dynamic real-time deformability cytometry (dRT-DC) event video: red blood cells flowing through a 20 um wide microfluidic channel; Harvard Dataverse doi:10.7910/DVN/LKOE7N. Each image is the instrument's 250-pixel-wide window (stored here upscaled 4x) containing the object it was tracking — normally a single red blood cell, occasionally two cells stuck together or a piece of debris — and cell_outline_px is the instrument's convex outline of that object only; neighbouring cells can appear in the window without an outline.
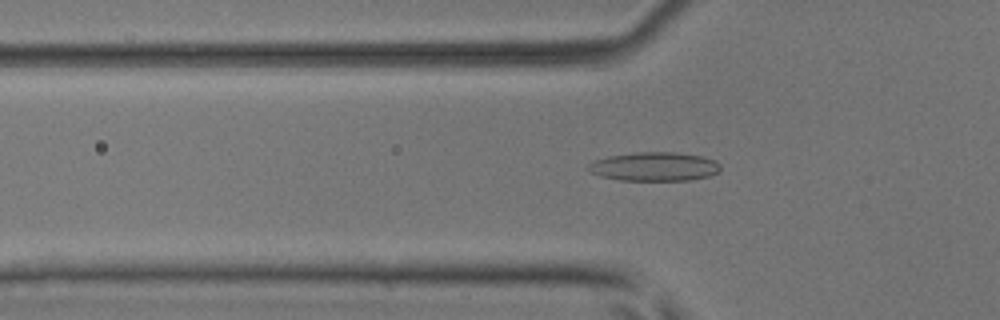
{"species": "common noctule bat (a hibernating species)", "species_latin": "Nyctalus noctula", "temperature_condition": "room temperature", "stored_images_in_passage": 51, "camera_frame_rate_fps": 3000, "um_per_image_px": 0.085, "animal": {"sex": "male", "body_mass_g": 17.9, "forearm_length_mm": 54.2}, "frame": {"image": 1, "passage_image": 18, "time_ms": 5.667, "image_size_px": [1000, 320], "cell_outline_px": [[720, 172], [708, 176], [692, 180], [620, 180], [600, 176], [584, 168], [592, 160], [608, 156], [636, 152], [676, 152], [704, 156], [716, 160], [720, 164]], "centroid_in_image_um": [55.62, 14.15], "position_along_channel_um": 70.2, "area_um2": 22.54}}
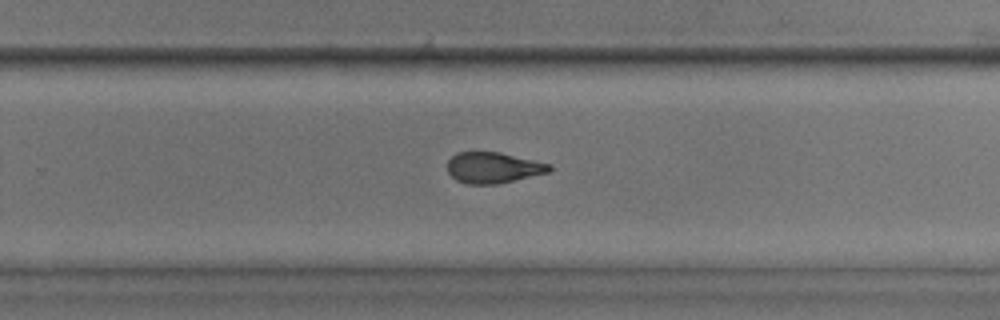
{"frame": {"image": 2, "passage_image": 34, "time_ms": 11.0, "image_size_px": [1000, 320], "cell_outline_px": [[552, 168], [548, 172], [496, 184], [468, 184], [456, 180], [448, 172], [448, 160], [456, 152], [500, 152], [552, 164]], "centroid_in_image_um": [41.91, 14.24], "position_along_channel_um": 287.9, "area_um2": 18.26}}
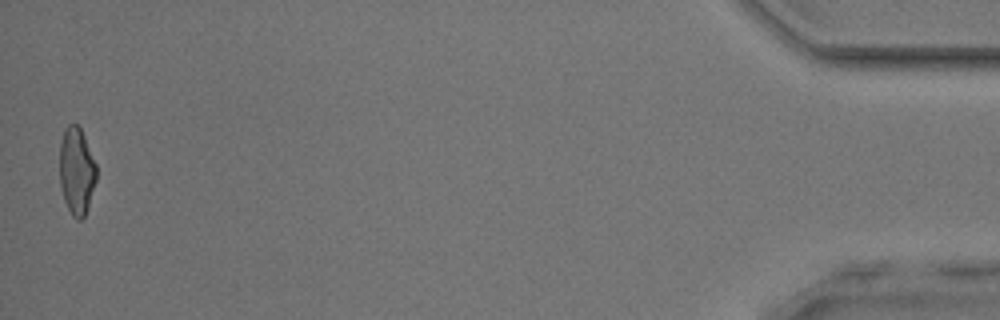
{"frame": {"image": 3, "passage_image": 51, "time_ms": 16.667, "image_size_px": [1000, 320], "cell_outline_px": [[96, 180], [88, 208], [84, 216], [80, 220], [76, 220], [72, 216], [64, 200], [60, 184], [60, 144], [64, 128], [68, 124], [76, 124], [80, 128], [84, 136], [96, 164]], "centroid_in_image_um": [6.5, 14.55], "position_along_channel_um": 428.7, "area_um2": 18.67}, "authors_computed_cell_mechanics": {"area_um2": 19.4786, "velocity_mm_per_s": 4.0927, "shape_relaxation_time_tau1_ms": 3.914, "shape_relaxation_time_tau2_ms": 2.0765, "deformation_change_tau1": 0.1572, "deformation_change_tau2": 0.0956}}